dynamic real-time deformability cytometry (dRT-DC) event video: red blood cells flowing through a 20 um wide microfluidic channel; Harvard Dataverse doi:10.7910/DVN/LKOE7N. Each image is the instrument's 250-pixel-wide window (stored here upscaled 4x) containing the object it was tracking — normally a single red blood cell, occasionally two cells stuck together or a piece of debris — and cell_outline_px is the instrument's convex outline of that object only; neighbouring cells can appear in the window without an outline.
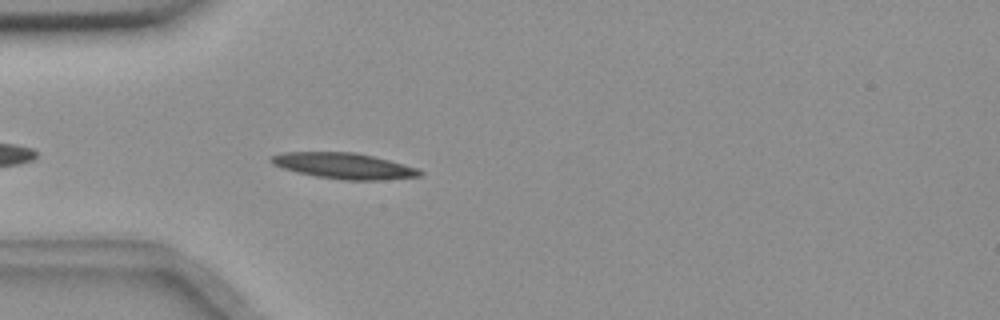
{"species": "common noctule bat (a hibernating species)", "species_latin": "Nyctalus noctula", "temperature_condition": "room temperature", "stored_images_in_passage": 34, "camera_frame_rate_fps": 3000, "um_per_image_px": 0.085, "animal": {"sex": "female", "body_mass_g": 18.4}, "frame": {"image": 1, "passage_image": 3, "time_ms": 0.667, "image_size_px": [1000, 320], "cell_outline_px": [[424, 172], [420, 176], [384, 180], [344, 180], [316, 176], [296, 172], [272, 164], [268, 160], [272, 156], [284, 152], [352, 152], [372, 156], [404, 164], [416, 168]], "centroid_in_image_um": [29.23, 14.1], "position_along_channel_um": 55.8, "area_um2": 22.25}}
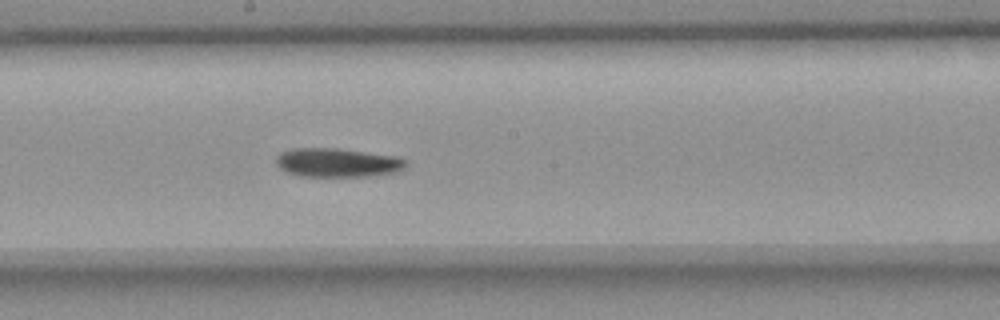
{"frame": {"image": 2, "passage_image": 17, "time_ms": 5.333, "image_size_px": [1000, 320], "cell_outline_px": [[408, 164], [400, 172], [380, 176], [300, 176], [288, 172], [280, 168], [276, 164], [276, 156], [280, 152], [292, 148], [336, 148], [396, 156], [408, 160]], "centroid_in_image_um": [28.74, 13.83], "position_along_channel_um": 219.5, "area_um2": 22.2}}
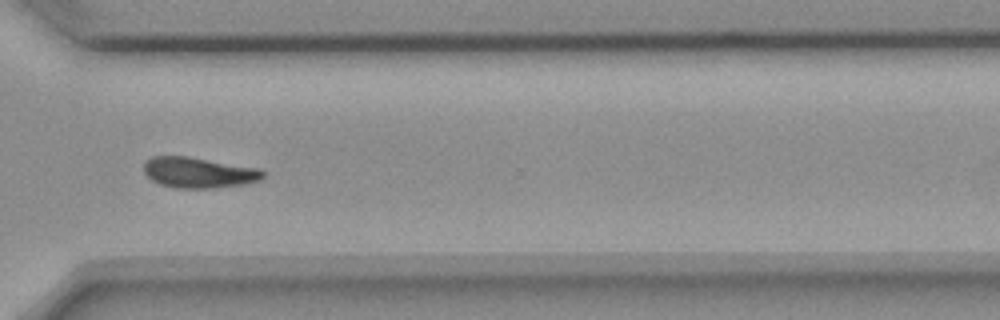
{"frame": {"image": 3, "passage_image": 28, "time_ms": 9.0, "image_size_px": [1000, 320], "cell_outline_px": [[264, 176], [260, 180], [244, 184], [212, 188], [176, 188], [160, 184], [152, 180], [144, 172], [144, 164], [152, 156], [188, 156], [260, 168], [264, 172]], "centroid_in_image_um": [16.9, 14.66], "position_along_channel_um": 353.7, "area_um2": 21.27}, "authors_computed_cell_mechanics": {"area_um2": 21.5594, "velocity_mm_per_s": 3.6456, "shape_relaxation_time_tau1_ms": 4.9383, "shape_relaxation_time_tau2_ms": null, "deformation_change_tau1": 0.1571, "deformation_change_tau2": null}}